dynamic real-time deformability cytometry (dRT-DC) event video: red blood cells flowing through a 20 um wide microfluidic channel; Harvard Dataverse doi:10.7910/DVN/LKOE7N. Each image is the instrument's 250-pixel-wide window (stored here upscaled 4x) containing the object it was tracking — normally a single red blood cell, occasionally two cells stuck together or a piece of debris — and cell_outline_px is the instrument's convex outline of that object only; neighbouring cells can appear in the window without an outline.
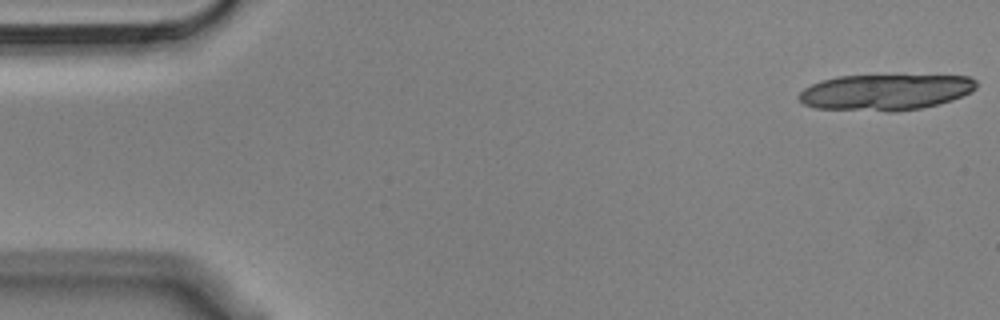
{"species": "Egyptian fruit bat (a non-hibernating species)", "species_latin": "Rousettus aegyptiacus", "temperature_condition": "cold", "stored_images_in_passage": 20, "camera_frame_rate_fps": 3000, "um_per_image_px": 0.085, "animal": {"sex": "male"}, "frame": {"image": 1, "passage_image": 1, "time_ms": 0.0, "image_size_px": [1000, 320], "cell_outline_px": [[976, 88], [972, 92], [952, 100], [920, 108], [896, 112], [888, 112], [816, 108], [804, 104], [796, 96], [804, 88], [820, 80], [836, 76], [968, 76], [976, 80]], "centroid_in_image_um": [75.22, 7.84], "position_along_channel_um": 9.8, "area_um2": 37.22}}